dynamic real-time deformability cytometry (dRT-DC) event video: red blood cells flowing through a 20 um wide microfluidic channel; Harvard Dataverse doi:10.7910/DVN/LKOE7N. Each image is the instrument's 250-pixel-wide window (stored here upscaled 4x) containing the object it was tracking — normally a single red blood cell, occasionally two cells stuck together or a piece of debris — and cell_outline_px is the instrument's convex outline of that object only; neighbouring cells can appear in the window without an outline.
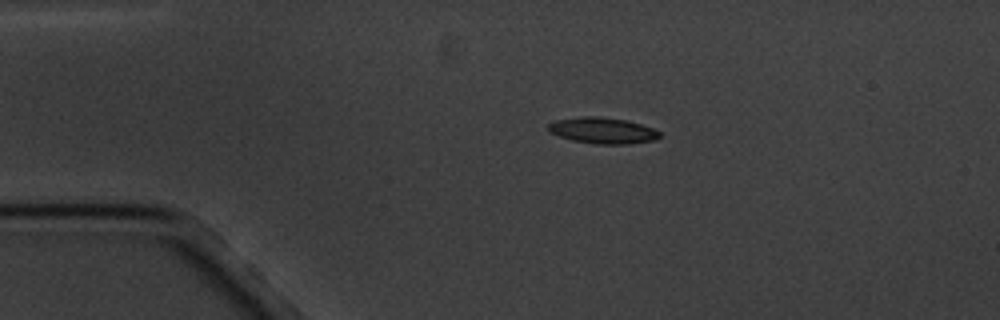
{"species": "common noctule bat (a hibernating species)", "species_latin": "Nyctalus noctula", "temperature_condition": "cold", "stored_images_in_passage": 10, "camera_frame_rate_fps": 3000, "um_per_image_px": 0.085, "animal": {"sex": "male", "body_mass_g": 20.1, "forearm_length_mm": 53.5}, "frame": {"image": 1, "passage_image": 2, "time_ms": 1.333, "image_size_px": [1000, 320], "cell_outline_px": [[660, 136], [656, 140], [628, 144], [596, 144], [572, 140], [548, 132], [548, 124], [556, 120], [580, 116], [600, 116], [624, 120], [640, 124], [652, 128], [660, 132]], "centroid_in_image_um": [51.21, 11.09], "position_along_channel_um": 33.8, "area_um2": 16.94}}
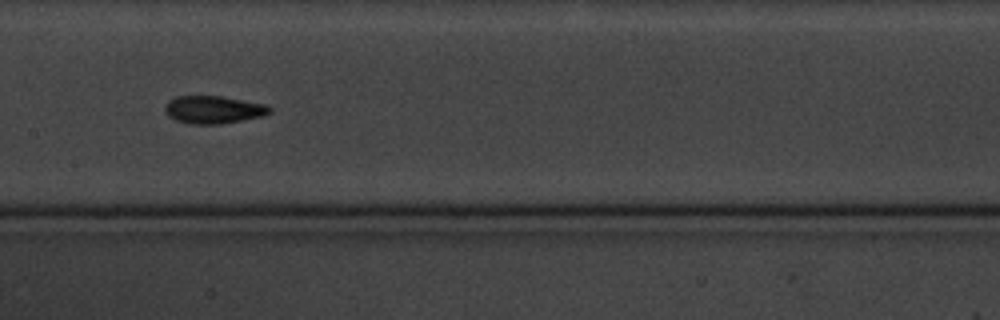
{"frame": {"image": 2, "passage_image": 7, "time_ms": 7.0, "image_size_px": [1000, 320], "cell_outline_px": [[272, 112], [264, 116], [220, 124], [188, 124], [176, 120], [168, 116], [164, 112], [164, 108], [168, 100], [176, 96], [220, 96], [264, 104], [272, 108]], "centroid_in_image_um": [18.12, 9.33], "position_along_channel_um": 189.3, "area_um2": 16.99}}
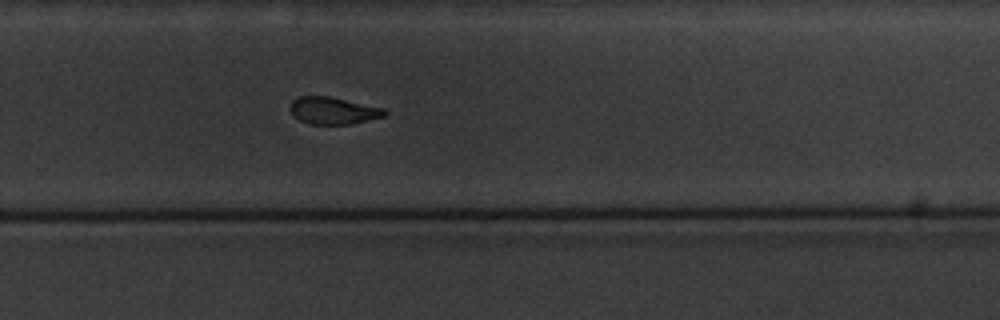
{"frame": {"image": 3, "passage_image": 10, "time_ms": 10.333, "image_size_px": [1000, 320], "cell_outline_px": [[388, 112], [384, 116], [352, 124], [308, 124], [292, 116], [288, 108], [292, 100], [300, 96], [328, 96], [384, 108]], "centroid_in_image_um": [28.27, 9.41], "position_along_channel_um": 301.5, "area_um2": 15.03}}